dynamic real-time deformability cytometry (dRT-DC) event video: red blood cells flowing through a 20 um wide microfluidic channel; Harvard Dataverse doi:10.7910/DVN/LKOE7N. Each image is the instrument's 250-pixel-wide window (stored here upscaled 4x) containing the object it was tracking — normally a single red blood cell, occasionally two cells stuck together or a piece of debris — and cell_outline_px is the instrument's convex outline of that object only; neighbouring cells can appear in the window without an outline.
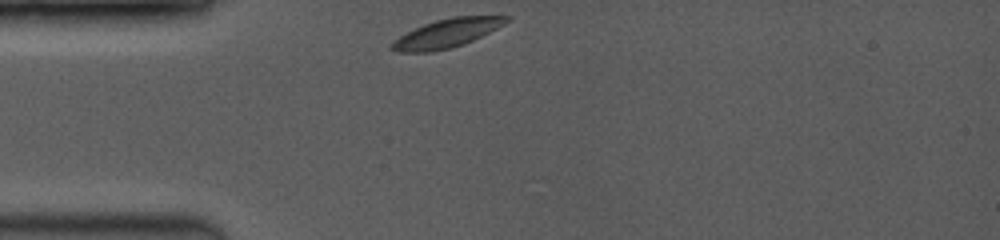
{"species": "common noctule bat (a hibernating species)", "species_latin": "Nyctalus noctula", "temperature_condition": "room temperature", "stored_images_in_passage": 10, "camera_frame_rate_fps": 3500, "um_per_image_px": 0.085, "animal": {"sex": "female", "body_mass_g": 19.0, "forearm_length_mm": 53.3}, "frame": {"image": 1, "passage_image": 1, "time_ms": 0.0, "image_size_px": [1000, 240], "cell_outline_px": [[512, 20], [472, 40], [448, 48], [428, 52], [396, 52], [388, 48], [392, 40], [424, 24], [436, 20], [452, 16], [512, 16]], "centroid_in_image_um": [37.95, 2.82], "position_along_channel_um": 47.1, "area_um2": 18.84}}
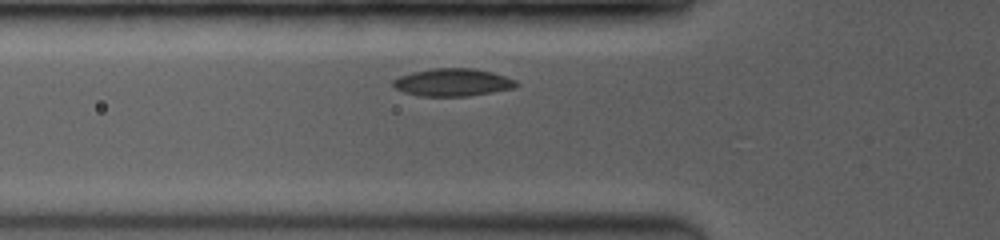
{"frame": {"image": 2, "passage_image": 6, "time_ms": 1.429, "image_size_px": [1000, 240], "cell_outline_px": [[520, 84], [516, 88], [468, 96], [420, 96], [404, 92], [396, 88], [392, 84], [392, 80], [400, 76], [412, 72], [432, 68], [472, 68], [492, 72], [516, 80]], "centroid_in_image_um": [38.5, 7.0], "position_along_channel_um": 87.3, "area_um2": 19.88}}